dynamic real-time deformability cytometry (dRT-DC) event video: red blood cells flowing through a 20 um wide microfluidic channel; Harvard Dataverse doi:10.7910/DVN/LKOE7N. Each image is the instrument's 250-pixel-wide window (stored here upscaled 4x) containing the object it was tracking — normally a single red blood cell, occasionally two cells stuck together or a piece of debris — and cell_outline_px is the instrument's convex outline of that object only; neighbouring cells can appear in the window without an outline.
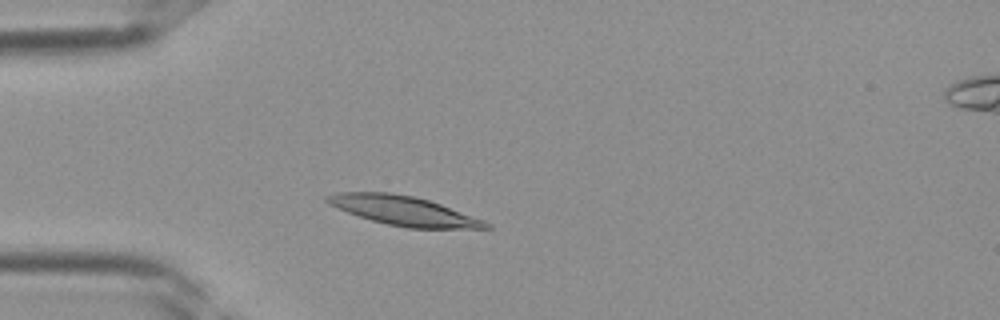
{"species": "Egyptian fruit bat (a non-hibernating species)", "species_latin": "Rousettus aegyptiacus", "temperature_condition": "room temperature", "stored_images_in_passage": 35, "camera_frame_rate_fps": 3000, "um_per_image_px": 0.085, "frame": {"image": 1, "passage_image": 7, "time_ms": 2.0, "image_size_px": [1000, 320], "cell_outline_px": [[492, 228], [408, 228], [388, 224], [372, 220], [348, 212], [324, 200], [324, 196], [336, 192], [392, 192], [412, 196], [428, 200], [440, 204], [484, 220], [492, 224]], "centroid_in_image_um": [34.32, 17.9], "position_along_channel_um": 50.7, "area_um2": 26.7}}
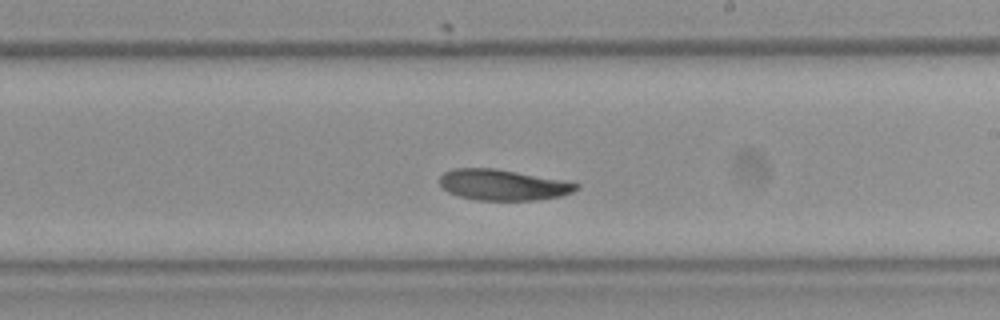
{"frame": {"image": 2, "passage_image": 19, "time_ms": 6.0, "image_size_px": [1000, 320], "cell_outline_px": [[580, 188], [572, 192], [560, 196], [536, 200], [476, 200], [460, 196], [448, 192], [440, 184], [440, 176], [444, 172], [452, 168], [496, 168], [564, 180], [580, 184]], "centroid_in_image_um": [42.76, 15.7], "position_along_channel_um": 246.2, "area_um2": 24.62}}
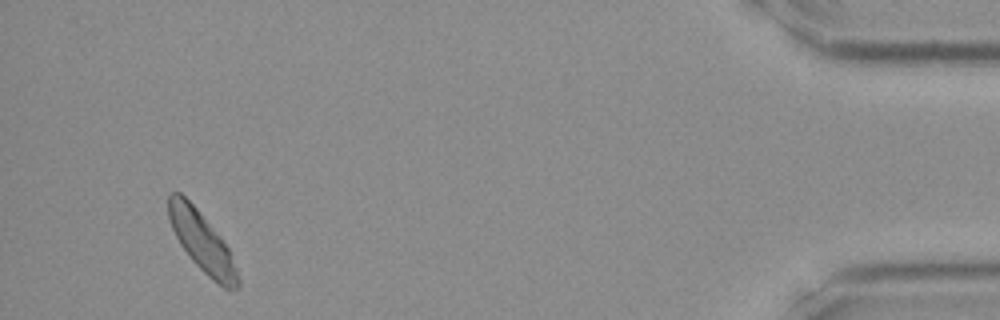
{"frame": {"image": 3, "passage_image": 33, "time_ms": 10.667, "image_size_px": [1000, 320], "cell_outline_px": [[240, 284], [236, 288], [224, 288], [212, 280], [192, 260], [180, 244], [168, 220], [168, 192], [180, 192], [196, 208], [220, 236], [228, 248], [236, 268], [240, 280]], "centroid_in_image_um": [17.14, 20.54], "position_along_channel_um": 418.1, "area_um2": 23.76}}